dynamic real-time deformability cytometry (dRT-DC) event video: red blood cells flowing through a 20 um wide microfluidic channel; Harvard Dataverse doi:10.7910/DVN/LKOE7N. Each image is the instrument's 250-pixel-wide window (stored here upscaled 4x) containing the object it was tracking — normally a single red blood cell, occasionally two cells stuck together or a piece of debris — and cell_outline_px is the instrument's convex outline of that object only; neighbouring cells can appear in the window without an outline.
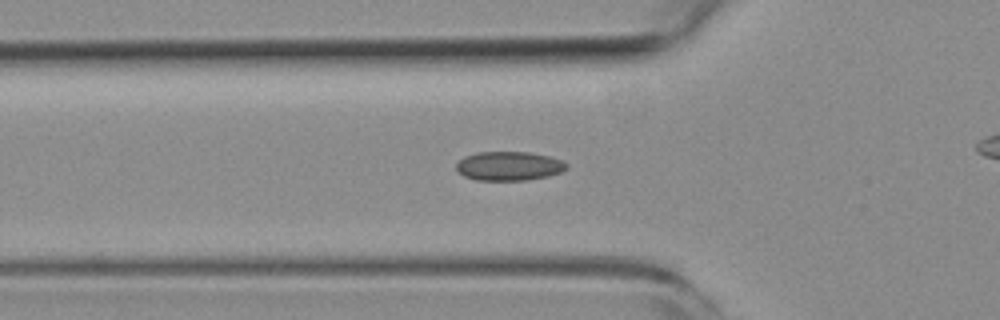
{"species": "common noctule bat (a hibernating species)", "species_latin": "Nyctalus noctula", "temperature_condition": "room temperature", "stored_images_in_passage": 35, "camera_frame_rate_fps": 3000, "um_per_image_px": 0.085, "animal": {"sex": "female", "body_mass_g": 19.3, "forearm_length_mm": 54.1}, "frame": {"image": 1, "passage_image": 2, "time_ms": 0.333, "image_size_px": [1000, 320], "cell_outline_px": [[568, 168], [560, 172], [548, 176], [528, 180], [476, 180], [464, 176], [456, 172], [456, 164], [464, 156], [476, 152], [528, 152], [548, 156], [560, 160], [568, 164]], "centroid_in_image_um": [43.23, 14.11], "position_along_channel_um": 82.6, "area_um2": 18.73}}
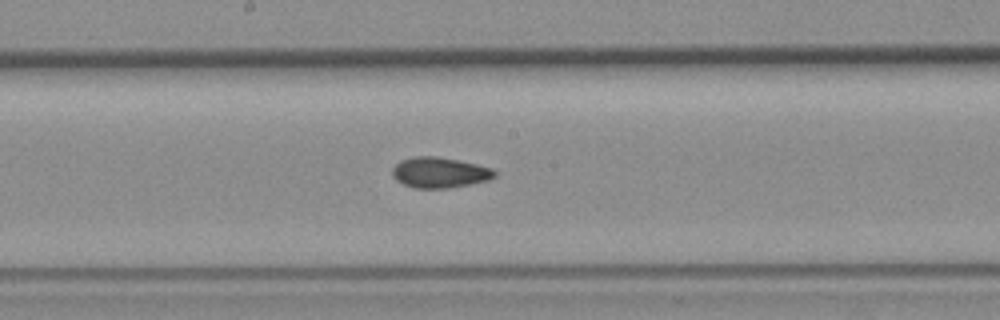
{"frame": {"image": 2, "passage_image": 12, "time_ms": 3.667, "image_size_px": [1000, 320], "cell_outline_px": [[496, 176], [488, 180], [448, 188], [416, 188], [404, 184], [396, 180], [392, 176], [392, 168], [400, 160], [412, 156], [436, 156], [476, 164], [492, 168], [496, 172]], "centroid_in_image_um": [37.34, 14.66], "position_along_channel_um": 210.9, "area_um2": 18.15}}
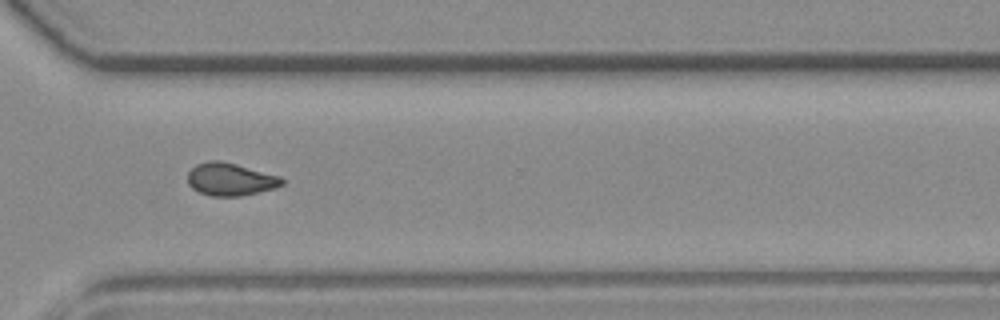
{"frame": {"image": 3, "passage_image": 23, "time_ms": 7.333, "image_size_px": [1000, 320], "cell_outline_px": [[284, 184], [276, 188], [240, 196], [212, 196], [200, 192], [192, 188], [188, 184], [188, 172], [196, 164], [208, 160], [220, 160], [236, 164], [280, 176], [284, 180]], "centroid_in_image_um": [19.58, 15.23], "position_along_channel_um": 351.0, "area_um2": 17.98}, "authors_computed_cell_mechanics": {"area_um2": 17.7446, "velocity_mm_per_s": 3.823, "shape_relaxation_time_tau1_ms": null, "shape_relaxation_time_tau2_ms": 2.2352, "deformation_change_tau1": null, "deformation_change_tau2": 0.0503}}